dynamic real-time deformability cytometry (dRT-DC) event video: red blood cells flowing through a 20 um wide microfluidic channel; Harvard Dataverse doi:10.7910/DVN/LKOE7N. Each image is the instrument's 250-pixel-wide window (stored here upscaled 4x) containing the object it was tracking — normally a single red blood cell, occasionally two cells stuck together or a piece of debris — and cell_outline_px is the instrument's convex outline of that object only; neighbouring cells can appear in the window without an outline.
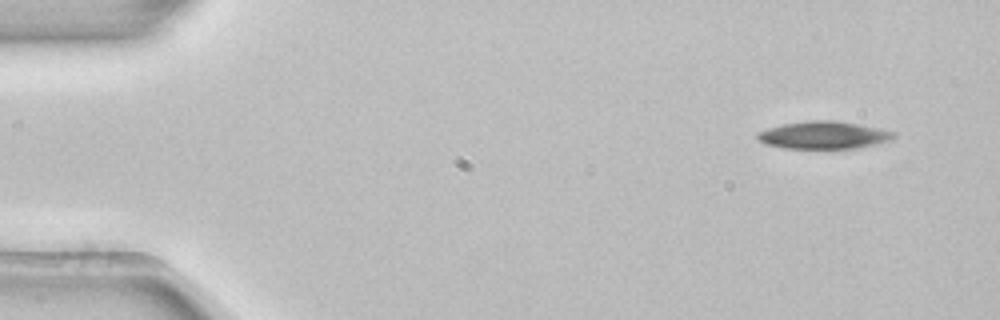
{"species": "common noctule bat (a hibernating species)", "species_latin": "Nyctalus noctula", "temperature_condition": "room temperature", "stored_images_in_passage": 3, "camera_frame_rate_fps": 3000, "um_per_image_px": 0.085, "animal": {"sex": "female", "body_mass_g": 22.7, "forearm_length_mm": 54.2}, "frame": {"image": 1, "passage_image": 1, "time_ms": 0.0, "image_size_px": [1000, 320], "cell_outline_px": [[896, 136], [892, 140], [876, 144], [856, 148], [784, 148], [764, 144], [756, 136], [756, 132], [780, 124], [804, 120], [836, 120], [880, 128], [896, 132]], "centroid_in_image_um": [70.01, 11.47], "position_along_channel_um": 15.0, "area_um2": 22.14}}
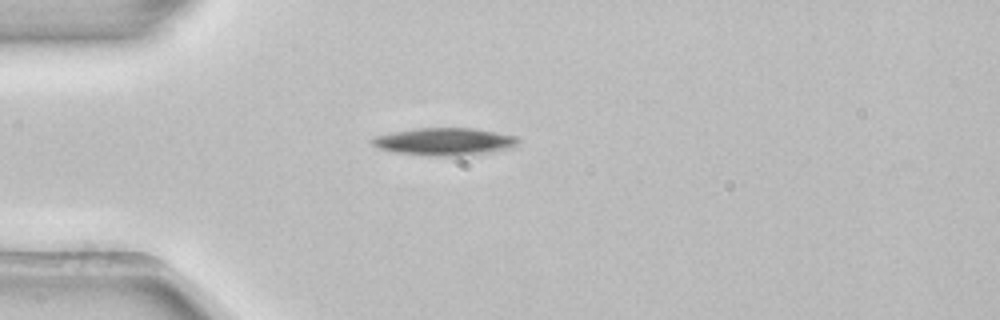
{"frame": {"image": 2, "passage_image": 3, "time_ms": 0.667, "image_size_px": [1000, 320], "cell_outline_px": [[520, 140], [516, 148], [464, 156], [436, 156], [392, 152], [376, 148], [368, 140], [372, 136], [392, 132], [416, 128], [476, 128], [516, 136]], "centroid_in_image_um": [37.78, 12.04], "position_along_channel_um": 47.2, "area_um2": 23.93}}